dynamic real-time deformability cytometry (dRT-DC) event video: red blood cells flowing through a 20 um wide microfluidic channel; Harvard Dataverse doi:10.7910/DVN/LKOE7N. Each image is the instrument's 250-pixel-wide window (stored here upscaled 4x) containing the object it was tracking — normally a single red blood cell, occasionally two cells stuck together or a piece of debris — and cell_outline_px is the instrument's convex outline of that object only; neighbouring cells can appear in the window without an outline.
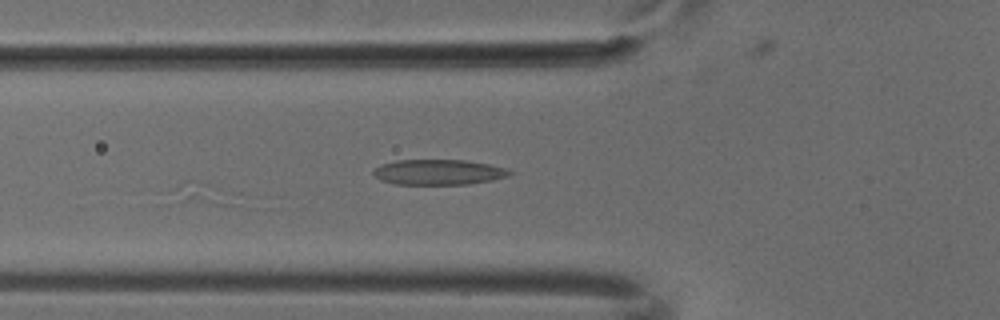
{"species": "common noctule bat (a hibernating species)", "species_latin": "Nyctalus noctula", "temperature_condition": "cold", "stored_images_in_passage": 4, "camera_frame_rate_fps": 3000, "um_per_image_px": 0.085, "animal": {"sex": "male", "body_mass_g": 18.8}, "frame": {"image": 1, "passage_image": 4, "time_ms": 1.0, "image_size_px": [1000, 320], "cell_outline_px": [[512, 172], [508, 176], [492, 180], [468, 184], [396, 184], [380, 180], [372, 172], [380, 164], [396, 160], [464, 160], [488, 164], [504, 168]], "centroid_in_image_um": [37.24, 14.63], "position_along_channel_um": 88.6, "area_um2": 19.94}}